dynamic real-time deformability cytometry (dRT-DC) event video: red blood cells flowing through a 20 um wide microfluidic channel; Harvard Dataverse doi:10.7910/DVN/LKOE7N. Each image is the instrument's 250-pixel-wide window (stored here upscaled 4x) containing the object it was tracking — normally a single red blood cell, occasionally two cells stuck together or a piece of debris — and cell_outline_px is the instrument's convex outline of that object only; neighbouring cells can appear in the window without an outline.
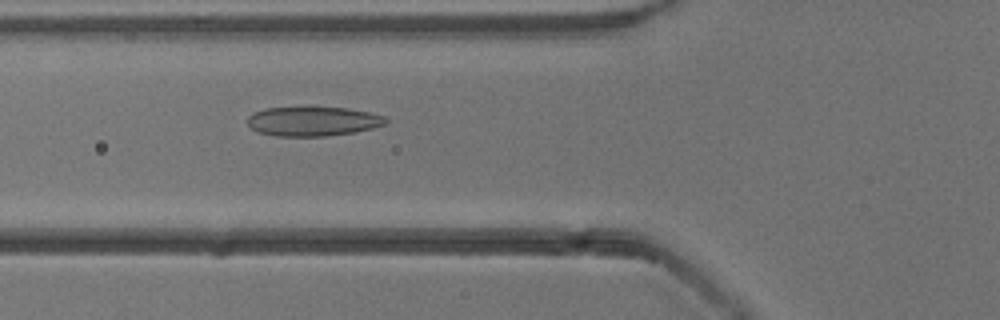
{"species": "common noctule bat (a hibernating species)", "species_latin": "Nyctalus noctula", "temperature_condition": "cold", "stored_images_in_passage": 53, "camera_frame_rate_fps": 3000, "um_per_image_px": 0.085, "animal": {"sex": "male", "body_mass_g": 13.3}, "frame": {"image": 1, "passage_image": 19, "time_ms": 6.0, "image_size_px": [1000, 320], "cell_outline_px": [[388, 124], [356, 132], [328, 136], [276, 136], [256, 132], [248, 124], [248, 116], [252, 112], [264, 108], [348, 108], [372, 112], [384, 116], [388, 120]], "centroid_in_image_um": [26.62, 10.32], "position_along_channel_um": 99.2, "area_um2": 23.81}}
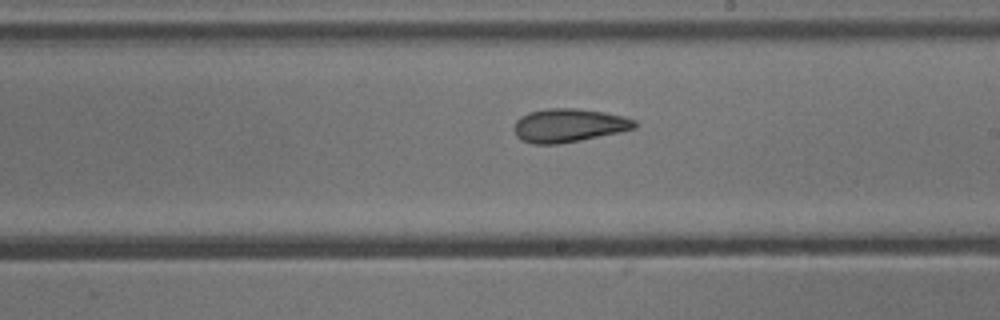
{"frame": {"image": 2, "passage_image": 30, "time_ms": 9.667, "image_size_px": [1000, 320], "cell_outline_px": [[636, 128], [620, 132], [560, 144], [532, 144], [520, 140], [516, 136], [512, 128], [516, 120], [520, 116], [528, 112], [548, 108], [572, 108], [604, 112], [624, 116], [636, 120]], "centroid_in_image_um": [48.3, 10.66], "position_along_channel_um": 240.7, "area_um2": 23.76}}
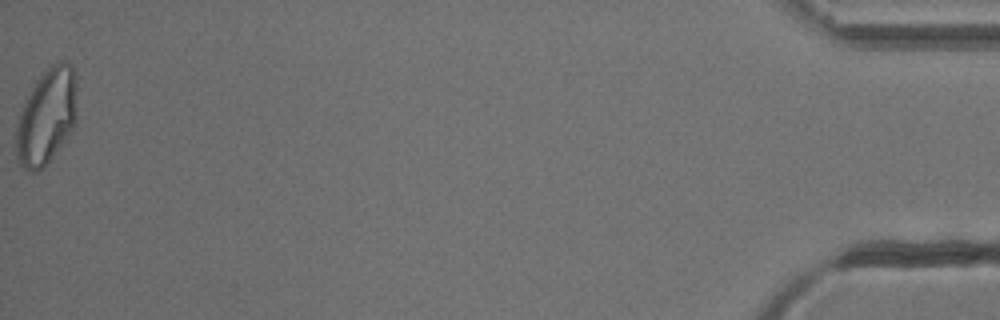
{"frame": {"image": 3, "passage_image": 53, "time_ms": 17.333, "image_size_px": [1000, 320], "cell_outline_px": [[76, 124], [44, 168], [36, 172], [32, 172], [24, 168], [16, 160], [16, 128], [24, 104], [36, 80], [52, 64], [60, 60], [68, 60], [72, 64], [76, 76]], "centroid_in_image_um": [3.98, 9.89], "position_along_channel_um": 431.2, "area_um2": 33.99}, "authors_computed_cell_mechanics": {"area_um2": 25.7788, "velocity_mm_per_s": 3.8426, "shape_relaxation_time_tau1_ms": null, "shape_relaxation_time_tau2_ms": 3.0245, "deformation_change_tau1": null, "deformation_change_tau2": 0.0941}}